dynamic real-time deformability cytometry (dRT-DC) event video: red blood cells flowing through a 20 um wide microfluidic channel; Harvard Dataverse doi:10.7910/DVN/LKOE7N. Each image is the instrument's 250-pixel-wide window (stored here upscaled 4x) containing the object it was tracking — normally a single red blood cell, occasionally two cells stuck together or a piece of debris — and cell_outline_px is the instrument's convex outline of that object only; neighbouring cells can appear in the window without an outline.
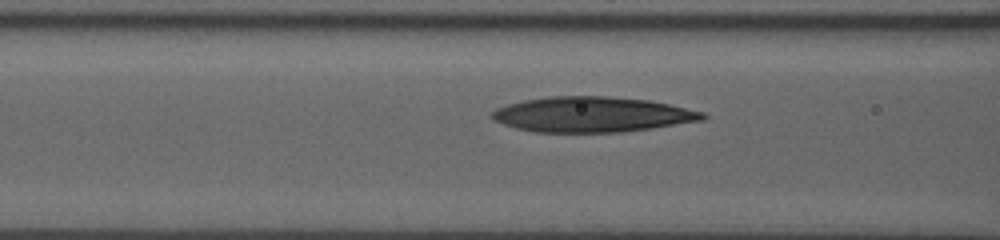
{"species": "human", "species_latin": "Homo sapiens", "temperature_condition": "room temperature", "stored_images_in_passage": 40, "camera_frame_rate_fps": 3000, "um_per_image_px": 0.085, "donor": {"sex": "male"}, "frame": {"image": 1, "passage_image": 15, "time_ms": 4.667, "image_size_px": [1000, 240], "cell_outline_px": [[708, 116], [704, 120], [652, 128], [620, 132], [536, 132], [516, 128], [492, 120], [488, 116], [496, 108], [508, 104], [524, 100], [548, 96], [608, 96], [648, 100], [668, 104], [704, 112]], "centroid_in_image_um": [50.31, 9.73], "position_along_channel_um": 116.3, "area_um2": 43.35}}
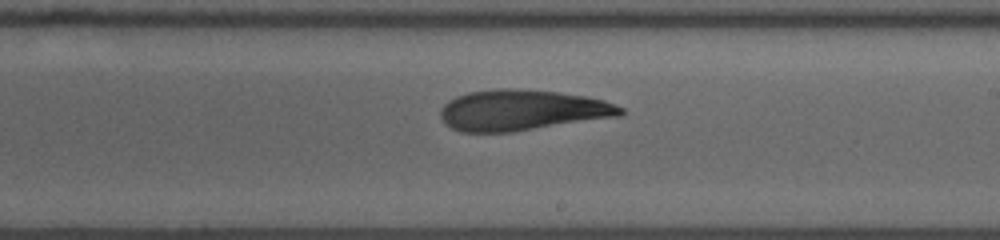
{"frame": {"image": 2, "passage_image": 25, "time_ms": 8.0, "image_size_px": [1000, 240], "cell_outline_px": [[624, 112], [620, 116], [512, 132], [460, 132], [452, 128], [440, 116], [440, 108], [448, 100], [456, 96], [468, 92], [500, 88], [516, 88], [556, 92], [584, 96], [604, 100], [624, 108]], "centroid_in_image_um": [44.36, 9.36], "position_along_channel_um": 244.6, "area_um2": 42.71}}
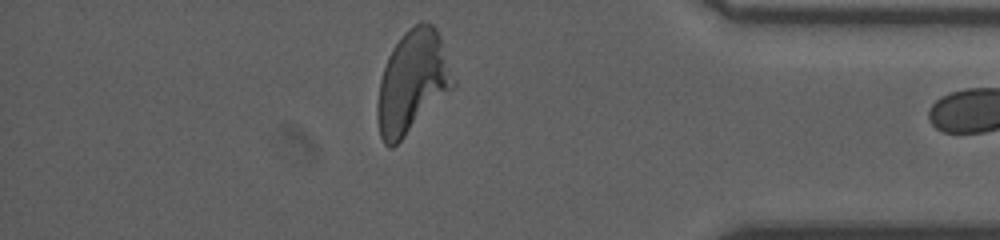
{"frame": {"image": 3, "passage_image": 39, "time_ms": 12.667, "image_size_px": [1000, 240], "cell_outline_px": [[456, 84], [392, 148], [388, 148], [384, 144], [380, 136], [376, 120], [376, 104], [380, 80], [388, 56], [392, 48], [404, 32], [408, 28], [420, 20], [424, 20], [432, 24], [436, 28], [440, 36]], "centroid_in_image_um": [35.02, 6.94], "position_along_channel_um": 400.2, "area_um2": 44.91}}